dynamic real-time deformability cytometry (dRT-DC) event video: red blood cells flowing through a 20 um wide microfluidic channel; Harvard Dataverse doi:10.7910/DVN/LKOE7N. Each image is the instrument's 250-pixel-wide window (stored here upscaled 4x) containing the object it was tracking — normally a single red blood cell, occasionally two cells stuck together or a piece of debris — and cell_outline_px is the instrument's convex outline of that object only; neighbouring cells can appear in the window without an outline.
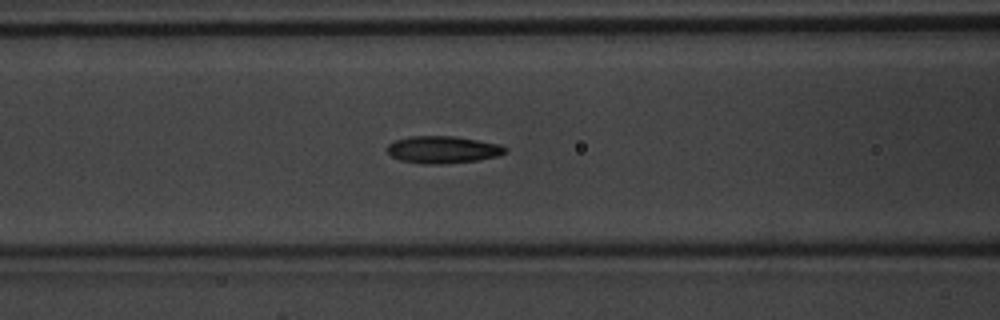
{"species": "common noctule bat (a hibernating species)", "species_latin": "Nyctalus noctula", "temperature_condition": "warm", "stored_images_in_passage": 33, "camera_frame_rate_fps": 3000, "um_per_image_px": 0.085, "animal": {"sex": "male", "body_mass_g": 20.1, "forearm_length_mm": 53.5}, "frame": {"image": 1, "passage_image": 5, "time_ms": 1.333, "image_size_px": [1000, 320], "cell_outline_px": [[508, 152], [496, 156], [480, 160], [440, 164], [424, 164], [400, 160], [392, 156], [388, 152], [388, 144], [396, 140], [412, 136], [452, 136], [500, 144], [508, 148]], "centroid_in_image_um": [37.67, 12.72], "position_along_channel_um": 128.9, "area_um2": 18.61}}
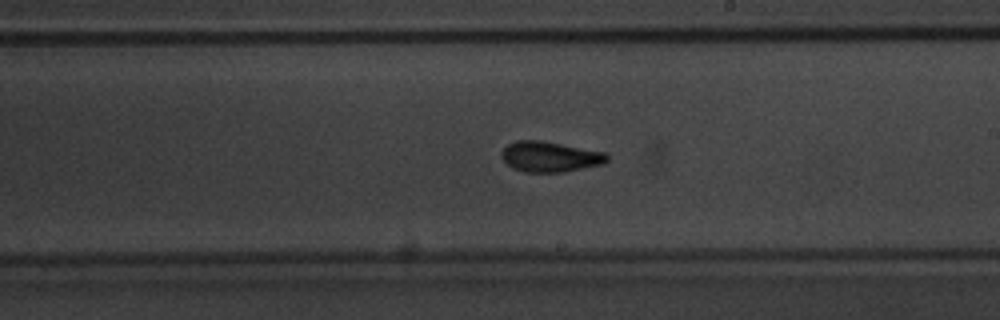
{"frame": {"image": 2, "passage_image": 13, "time_ms": 4.0, "image_size_px": [1000, 320], "cell_outline_px": [[608, 160], [604, 164], [564, 172], [524, 172], [512, 168], [500, 156], [500, 152], [508, 144], [516, 140], [540, 140], [608, 152]], "centroid_in_image_um": [46.77, 13.32], "position_along_channel_um": 242.2, "area_um2": 18.96}}
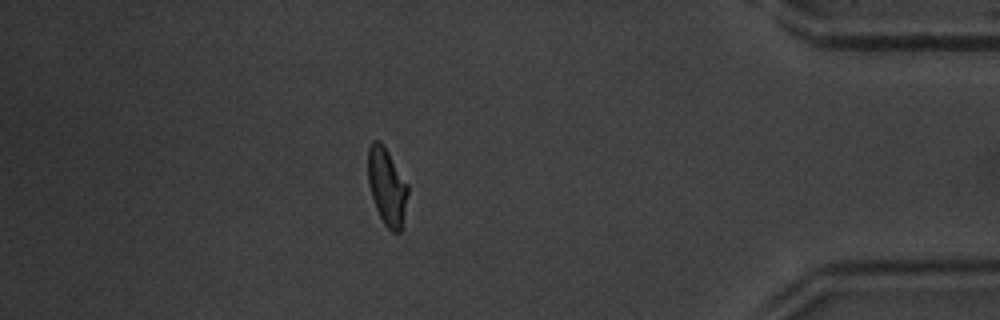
{"frame": {"image": 3, "passage_image": 27, "time_ms": 8.667, "image_size_px": [1000, 320], "cell_outline_px": [[408, 192], [400, 232], [392, 232], [384, 224], [376, 208], [368, 184], [368, 148], [372, 140], [380, 140], [384, 144], [408, 184]], "centroid_in_image_um": [32.87, 15.8], "position_along_channel_um": 402.3, "area_um2": 17.86}, "authors_computed_cell_mechanics": {"area_um2": 17.9758, "velocity_mm_per_s": 4.2465, "shape_relaxation_time_tau1_ms": 2.337, "shape_relaxation_time_tau2_ms": 1.6807, "deformation_change_tau1": 0.1314, "deformation_change_tau2": 0.0712}}